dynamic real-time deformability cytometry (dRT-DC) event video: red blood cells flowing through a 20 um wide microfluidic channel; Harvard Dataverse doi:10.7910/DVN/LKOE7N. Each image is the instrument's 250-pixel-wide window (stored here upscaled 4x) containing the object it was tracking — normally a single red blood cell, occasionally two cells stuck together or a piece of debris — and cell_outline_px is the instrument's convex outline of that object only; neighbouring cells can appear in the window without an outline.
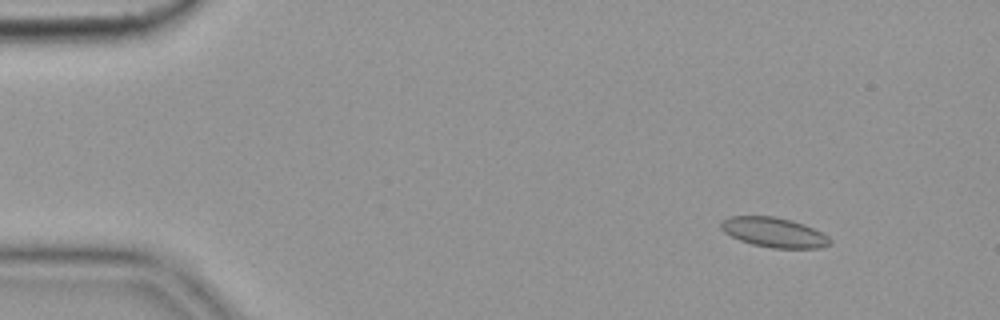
{"species": "common noctule bat (a hibernating species)", "species_latin": "Nyctalus noctula", "temperature_condition": "cold", "stored_images_in_passage": 5, "segment_of_instrument_passage": [1, 2], "camera_frame_rate_fps": 3000, "um_per_image_px": 0.085, "animal": {"sex": "female", "body_mass_g": 19.9}, "frame": {"image": 1, "passage_image": 2, "time_ms": 0.333, "image_size_px": [1000, 320], "cell_outline_px": [[832, 244], [820, 248], [772, 248], [752, 244], [740, 240], [724, 232], [720, 228], [720, 224], [728, 216], [776, 216], [792, 220], [804, 224], [828, 236], [832, 240]], "centroid_in_image_um": [65.8, 19.75], "position_along_channel_um": 19.2, "area_um2": 18.96}}